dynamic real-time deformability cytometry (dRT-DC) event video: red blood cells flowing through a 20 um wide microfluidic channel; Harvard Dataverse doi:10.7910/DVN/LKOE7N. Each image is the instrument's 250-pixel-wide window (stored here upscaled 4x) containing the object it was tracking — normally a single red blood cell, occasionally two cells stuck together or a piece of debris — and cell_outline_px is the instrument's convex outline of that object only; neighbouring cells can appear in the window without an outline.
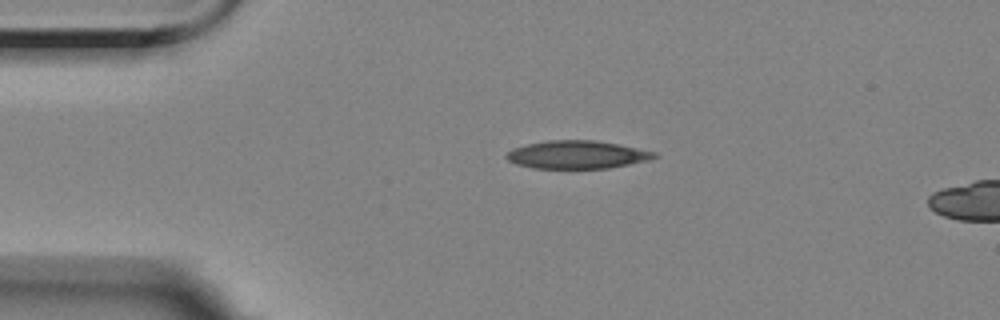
{"species": "Egyptian fruit bat (a non-hibernating species)", "species_latin": "Rousettus aegyptiacus", "temperature_condition": "room temperature", "stored_images_in_passage": 5, "camera_frame_rate_fps": 3000, "um_per_image_px": 0.085, "animal": {"sex": "female"}, "frame": {"image": 1, "passage_image": 5, "time_ms": 4.667, "image_size_px": [1000, 320], "cell_outline_px": [[660, 156], [652, 160], [608, 168], [532, 168], [516, 164], [508, 160], [504, 156], [512, 148], [528, 144], [548, 140], [596, 140], [656, 152]], "centroid_in_image_um": [49.06, 13.15], "position_along_channel_um": 35.9, "area_um2": 24.16}}